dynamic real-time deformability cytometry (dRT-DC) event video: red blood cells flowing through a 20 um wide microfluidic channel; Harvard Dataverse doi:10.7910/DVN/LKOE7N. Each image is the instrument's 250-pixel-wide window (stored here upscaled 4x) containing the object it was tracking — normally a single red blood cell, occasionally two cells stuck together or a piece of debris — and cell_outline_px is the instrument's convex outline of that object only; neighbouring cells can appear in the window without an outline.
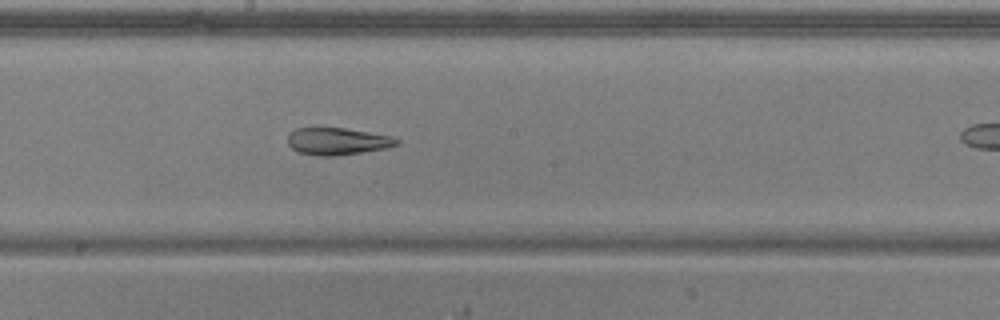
{"species": "common noctule bat (a hibernating species)", "species_latin": "Nyctalus noctula", "temperature_condition": "warm", "stored_images_in_passage": 26, "camera_frame_rate_fps": 3000, "um_per_image_px": 0.085, "animal": {"sex": "male", "body_mass_g": 20.5, "forearm_length_mm": 52.5}, "frame": {"image": 1, "passage_image": 12, "time_ms": 3.667, "image_size_px": [1000, 320], "cell_outline_px": [[400, 144], [388, 148], [332, 156], [316, 156], [296, 152], [288, 144], [288, 132], [296, 128], [316, 124], [344, 128], [392, 136], [400, 140]], "centroid_in_image_um": [28.61, 11.96], "position_along_channel_um": 219.6, "area_um2": 18.03}}